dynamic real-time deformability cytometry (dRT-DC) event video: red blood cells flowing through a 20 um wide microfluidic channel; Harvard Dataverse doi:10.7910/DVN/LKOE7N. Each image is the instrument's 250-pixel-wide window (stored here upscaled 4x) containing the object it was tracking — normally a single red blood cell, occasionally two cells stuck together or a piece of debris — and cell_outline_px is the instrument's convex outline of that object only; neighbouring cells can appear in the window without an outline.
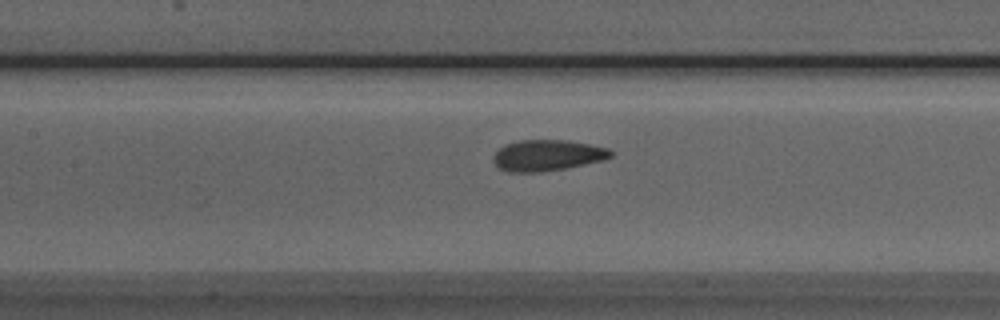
{"species": "Egyptian fruit bat (a non-hibernating species)", "species_latin": "Rousettus aegyptiacus", "temperature_condition": "room temperature", "stored_images_in_passage": 29, "camera_frame_rate_fps": 3000, "um_per_image_px": 0.085, "animal": {"sex": "male"}, "frame": {"image": 1, "passage_image": 8, "time_ms": 2.333, "image_size_px": [1000, 320], "cell_outline_px": [[612, 156], [604, 160], [564, 168], [540, 172], [508, 172], [500, 168], [492, 160], [492, 156], [504, 144], [520, 140], [568, 140], [608, 148], [612, 152]], "centroid_in_image_um": [46.5, 13.2], "position_along_channel_um": 160.9, "area_um2": 21.15}}
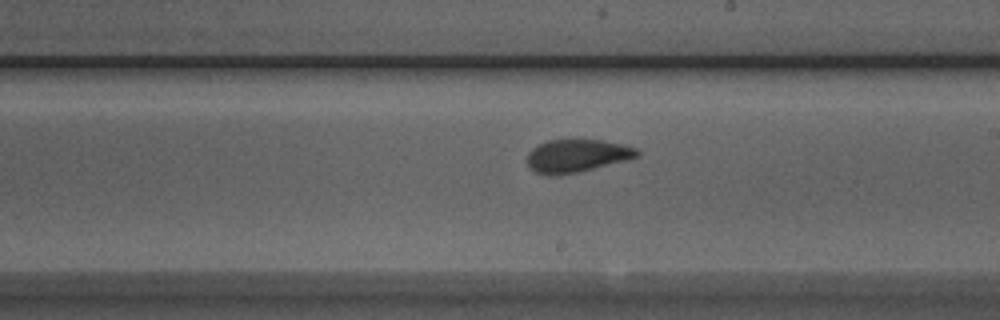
{"frame": {"image": 2, "passage_image": 14, "time_ms": 4.333, "image_size_px": [1000, 320], "cell_outline_px": [[640, 156], [628, 160], [560, 176], [548, 176], [536, 172], [528, 164], [528, 152], [532, 148], [548, 140], [600, 140], [624, 144], [636, 148], [640, 152]], "centroid_in_image_um": [49.06, 13.25], "position_along_channel_um": 239.9, "area_um2": 21.1}}
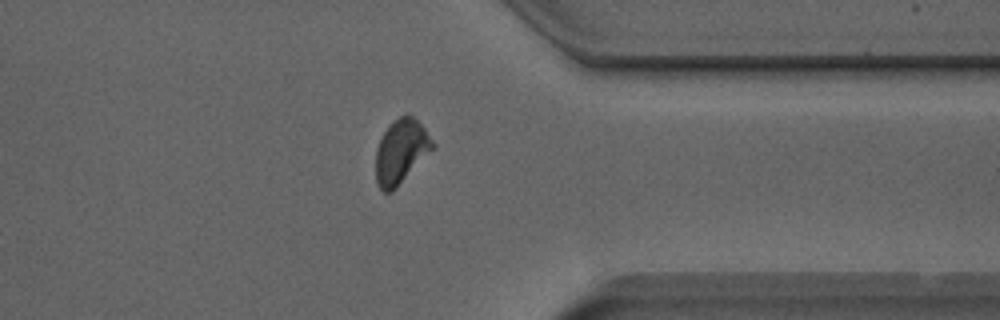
{"frame": {"image": 3, "passage_image": 25, "time_ms": 8.0, "image_size_px": [1000, 320], "cell_outline_px": [[436, 148], [392, 192], [384, 192], [380, 188], [376, 180], [376, 148], [388, 124], [392, 120], [400, 116], [412, 116], [424, 128], [436, 144]], "centroid_in_image_um": [34.11, 12.89], "position_along_channel_um": 377.3, "area_um2": 21.39}}